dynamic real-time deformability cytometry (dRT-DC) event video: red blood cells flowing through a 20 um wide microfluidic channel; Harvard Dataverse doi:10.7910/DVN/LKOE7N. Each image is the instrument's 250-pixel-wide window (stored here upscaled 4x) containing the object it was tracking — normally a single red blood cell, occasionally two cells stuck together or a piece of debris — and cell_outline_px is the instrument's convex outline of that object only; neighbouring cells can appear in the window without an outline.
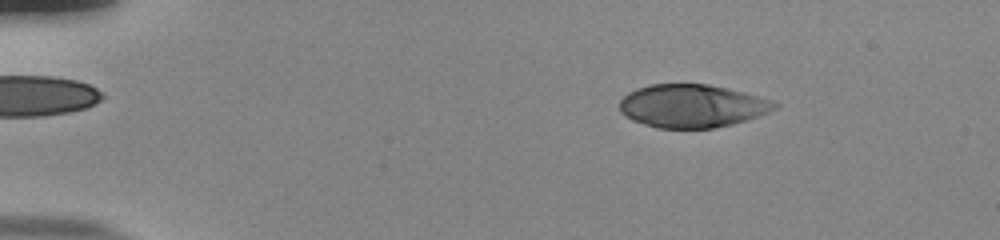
{"species": "human", "species_latin": "Homo sapiens", "temperature_condition": "room temperature", "stored_images_in_passage": 54, "camera_frame_rate_fps": 3000, "um_per_image_px": 0.085, "donor": {"sex": "male"}, "frame": {"image": 1, "passage_image": 9, "time_ms": 2.667, "image_size_px": [1000, 240], "cell_outline_px": [[780, 104], [776, 108], [760, 116], [748, 120], [732, 124], [712, 128], [656, 128], [632, 120], [624, 116], [620, 112], [620, 100], [628, 92], [636, 88], [652, 84], [708, 84], [744, 92], [772, 100]], "centroid_in_image_um": [58.82, 9.01], "position_along_channel_um": 26.2, "area_um2": 39.07}}
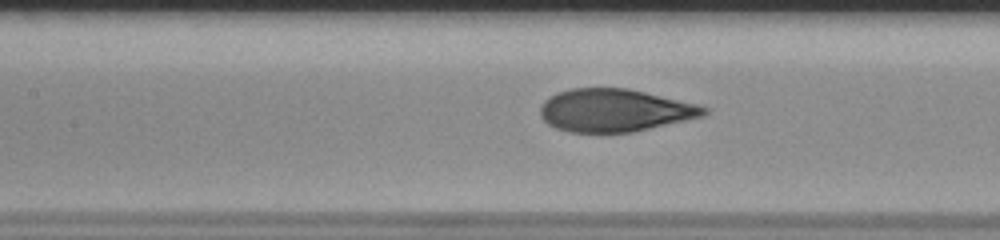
{"frame": {"image": 2, "passage_image": 26, "time_ms": 8.333, "image_size_px": [1000, 240], "cell_outline_px": [[708, 112], [704, 116], [632, 132], [568, 132], [556, 128], [548, 124], [540, 116], [540, 104], [544, 100], [556, 92], [572, 88], [628, 88], [700, 104], [708, 108]], "centroid_in_image_um": [52.24, 9.37], "position_along_channel_um": 155.2, "area_um2": 40.98}}
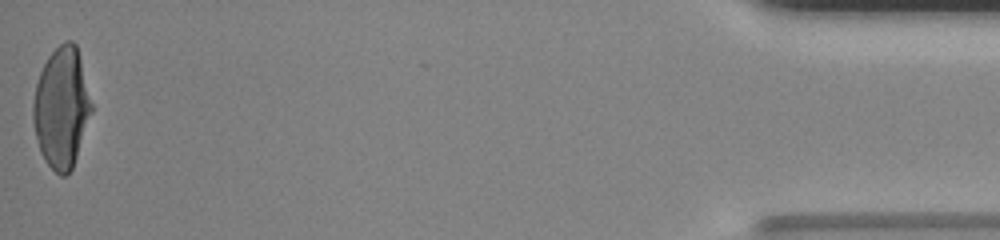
{"frame": {"image": 3, "passage_image": 54, "time_ms": 17.667, "image_size_px": [1000, 240], "cell_outline_px": [[92, 112], [72, 168], [64, 176], [60, 176], [44, 160], [40, 152], [32, 120], [32, 104], [36, 84], [40, 72], [48, 56], [64, 40], [72, 40], [76, 44], [80, 56], [92, 104]], "centroid_in_image_um": [5.22, 9.13], "position_along_channel_um": 430.0, "area_um2": 40.92}, "authors_computed_cell_mechanics": {"area_um2": 41.3848, "velocity_mm_per_s": 3.8537, "shape_relaxation_time_tau1_ms": 6.8573, "shape_relaxation_time_tau2_ms": null, "deformation_change_tau1": 0.2698, "deformation_change_tau2": null}}